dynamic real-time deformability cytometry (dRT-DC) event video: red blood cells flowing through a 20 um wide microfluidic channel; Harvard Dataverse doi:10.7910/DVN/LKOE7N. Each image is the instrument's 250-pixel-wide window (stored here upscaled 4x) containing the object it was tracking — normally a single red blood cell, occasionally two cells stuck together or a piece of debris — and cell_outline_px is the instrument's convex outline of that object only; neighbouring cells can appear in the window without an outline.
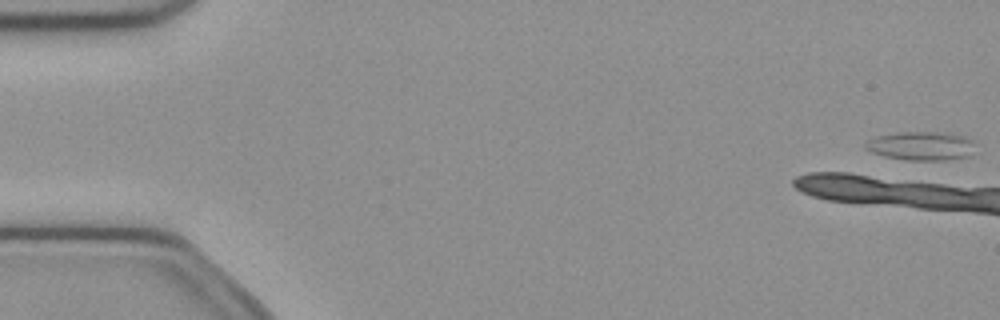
{"species": "common noctule bat (a hibernating species)", "species_latin": "Nyctalus noctula", "temperature_condition": "cold", "stored_images_in_passage": 2, "camera_frame_rate_fps": 3000, "um_per_image_px": 0.085, "animal": {"sex": "female", "body_mass_g": 21.9}, "frame": {"image": 1, "passage_image": 1, "time_ms": 0.0, "image_size_px": [1000, 320], "cell_outline_px": [[976, 144], [968, 156], [944, 160], [904, 160], [884, 156], [872, 152], [864, 148], [864, 144], [868, 140], [876, 136], [896, 132], [948, 132], [964, 136], [972, 140]], "centroid_in_image_um": [78.28, 12.39], "position_along_channel_um": 6.7, "area_um2": 18.55}}